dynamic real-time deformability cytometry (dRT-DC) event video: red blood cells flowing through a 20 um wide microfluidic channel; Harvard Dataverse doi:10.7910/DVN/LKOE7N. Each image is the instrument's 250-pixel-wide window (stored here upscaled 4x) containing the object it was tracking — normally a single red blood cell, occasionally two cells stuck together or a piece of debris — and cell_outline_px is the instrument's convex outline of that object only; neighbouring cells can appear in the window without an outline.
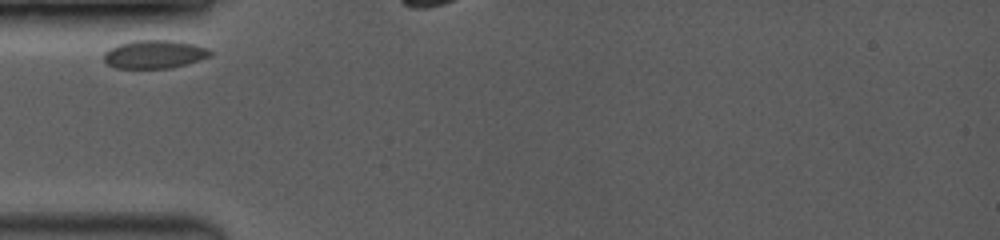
{"species": "common noctule bat (a hibernating species)", "species_latin": "Nyctalus noctula", "temperature_condition": "room temperature", "stored_images_in_passage": 7, "camera_frame_rate_fps": 3500, "um_per_image_px": 0.085, "animal": {"sex": "female", "body_mass_g": 19.0, "forearm_length_mm": 53.3}, "frame": {"image": 1, "passage_image": 1, "time_ms": 0.0, "image_size_px": [1000, 240], "cell_outline_px": [[212, 56], [200, 60], [172, 68], [116, 68], [108, 64], [104, 60], [104, 52], [108, 48], [132, 40], [172, 40], [192, 44], [208, 48], [212, 52]], "centroid_in_image_um": [13.13, 4.61], "position_along_channel_um": 71.9, "area_um2": 17.63}}
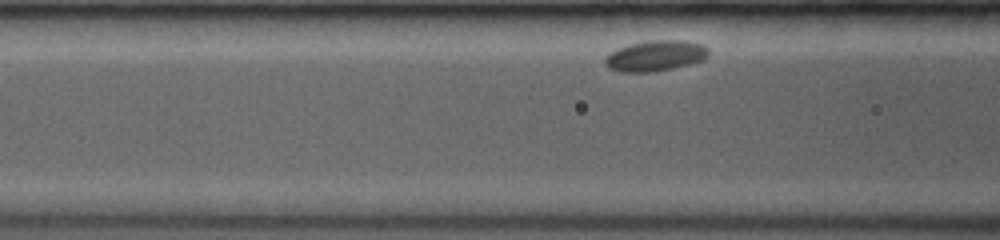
{"frame": {"image": 2, "passage_image": 5, "time_ms": 1.143, "image_size_px": [1000, 240], "cell_outline_px": [[708, 56], [704, 60], [672, 68], [652, 72], [620, 72], [608, 68], [604, 64], [604, 60], [616, 48], [628, 44], [648, 40], [688, 40], [704, 44], [708, 48]], "centroid_in_image_um": [55.72, 4.73], "position_along_channel_um": 110.9, "area_um2": 18.73}}